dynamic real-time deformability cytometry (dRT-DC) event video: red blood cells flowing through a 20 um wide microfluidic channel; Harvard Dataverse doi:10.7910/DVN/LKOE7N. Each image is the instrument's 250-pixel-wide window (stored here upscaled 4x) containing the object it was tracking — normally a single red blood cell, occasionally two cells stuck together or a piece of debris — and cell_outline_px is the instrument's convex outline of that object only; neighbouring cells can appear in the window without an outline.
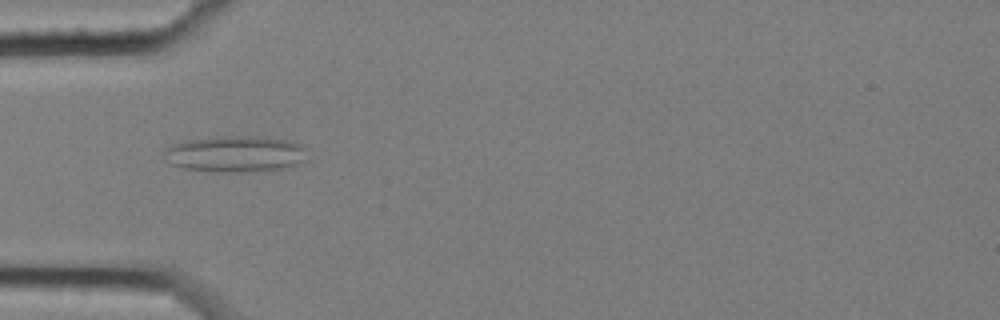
{"species": "common noctule bat (a hibernating species)", "species_latin": "Nyctalus noctula", "temperature_condition": "cold", "stored_images_in_passage": 2, "camera_frame_rate_fps": 3000, "um_per_image_px": 0.085, "animal": {"sex": "female", "body_mass_g": 25.1}, "frame": {"image": 1, "passage_image": 1, "time_ms": 0.0, "image_size_px": [1000, 320], "cell_outline_px": [[308, 160], [296, 164], [268, 172], [236, 172], [184, 168], [168, 164], [164, 160], [164, 148], [172, 144], [184, 140], [228, 136], [256, 136], [288, 140], [300, 144], [308, 148]], "centroid_in_image_um": [20.05, 13.09], "position_along_channel_um": 65.0, "area_um2": 30.75}}